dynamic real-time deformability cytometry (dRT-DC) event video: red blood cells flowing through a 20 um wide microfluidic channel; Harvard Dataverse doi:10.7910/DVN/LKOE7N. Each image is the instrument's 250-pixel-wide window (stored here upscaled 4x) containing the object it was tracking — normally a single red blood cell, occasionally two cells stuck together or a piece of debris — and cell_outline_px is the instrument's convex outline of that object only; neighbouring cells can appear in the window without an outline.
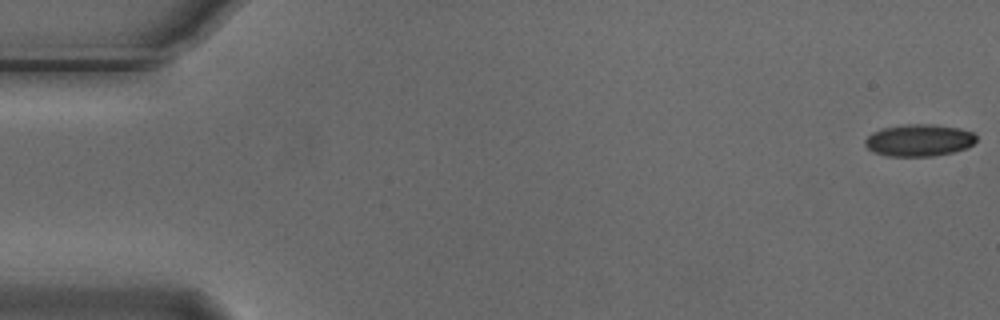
{"species": "Egyptian fruit bat (a non-hibernating species)", "species_latin": "Rousettus aegyptiacus", "temperature_condition": "cold", "stored_images_in_passage": 5, "camera_frame_rate_fps": 3000, "um_per_image_px": 0.085, "animal": {"sex": "male"}, "frame": {"image": 1, "passage_image": 1, "time_ms": 0.0, "image_size_px": [1000, 320], "cell_outline_px": [[976, 140], [968, 148], [952, 152], [932, 156], [888, 156], [872, 152], [864, 144], [864, 140], [872, 132], [884, 128], [904, 124], [932, 124], [960, 128], [972, 132], [976, 136]], "centroid_in_image_um": [78.11, 11.92], "position_along_channel_um": 6.9, "area_um2": 20.81}}
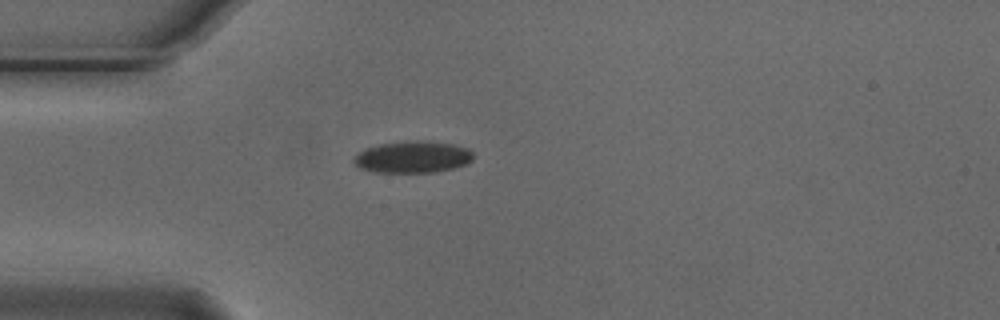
{"frame": {"image": 2, "passage_image": 5, "time_ms": 1.333, "image_size_px": [1000, 320], "cell_outline_px": [[472, 160], [468, 164], [436, 172], [372, 172], [360, 168], [352, 160], [364, 148], [380, 144], [416, 140], [428, 140], [456, 144], [468, 148], [472, 152]], "centroid_in_image_um": [35.11, 13.33], "position_along_channel_um": 49.9, "area_um2": 22.25}}